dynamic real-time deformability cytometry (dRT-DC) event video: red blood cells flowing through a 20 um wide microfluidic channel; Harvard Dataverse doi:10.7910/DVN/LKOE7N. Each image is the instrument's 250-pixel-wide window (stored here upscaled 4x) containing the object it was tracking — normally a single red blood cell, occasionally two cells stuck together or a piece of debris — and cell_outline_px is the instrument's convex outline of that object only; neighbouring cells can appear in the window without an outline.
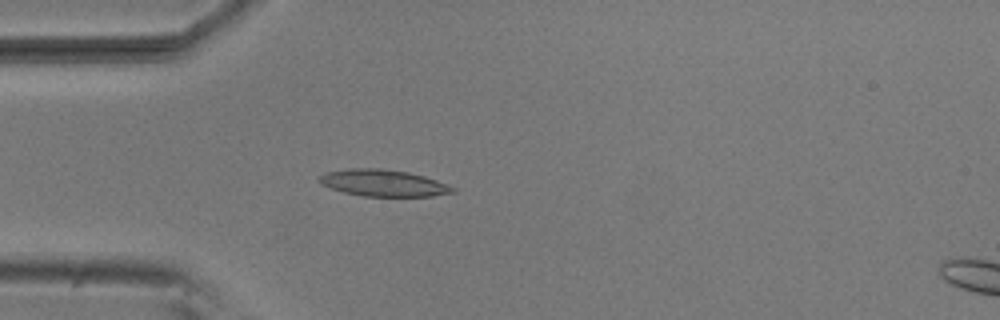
{"species": "common noctule bat (a hibernating species)", "species_latin": "Nyctalus noctula", "temperature_condition": "room temperature", "stored_images_in_passage": 5, "camera_frame_rate_fps": 3000, "um_per_image_px": 0.085, "animal": {"sex": "male", "body_mass_g": 20.5, "forearm_length_mm": 52.5}, "frame": {"image": 1, "passage_image": 5, "time_ms": 1.333, "image_size_px": [1000, 320], "cell_outline_px": [[456, 192], [432, 196], [364, 196], [344, 192], [320, 184], [316, 180], [324, 172], [348, 168], [380, 168], [408, 172], [424, 176], [448, 184], [456, 188]], "centroid_in_image_um": [32.57, 15.55], "position_along_channel_um": 52.4, "area_um2": 20.87}}